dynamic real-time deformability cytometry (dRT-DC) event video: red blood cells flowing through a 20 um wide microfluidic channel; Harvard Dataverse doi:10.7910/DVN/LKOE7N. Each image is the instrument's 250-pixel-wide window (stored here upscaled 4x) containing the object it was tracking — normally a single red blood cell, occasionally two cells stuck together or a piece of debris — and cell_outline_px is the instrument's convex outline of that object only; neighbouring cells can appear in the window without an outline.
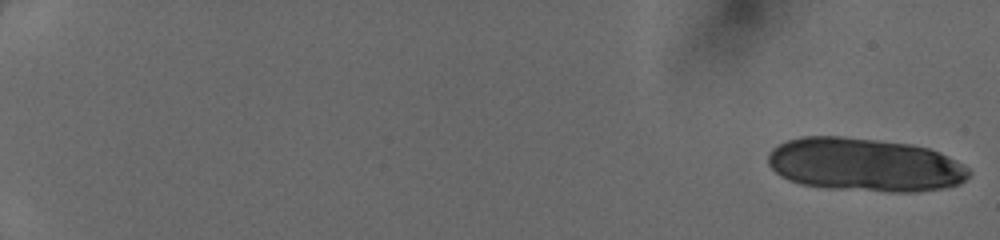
{"species": "human", "species_latin": "Homo sapiens", "temperature_condition": "cold", "stored_images_in_passage": 19, "camera_frame_rate_fps": 3000, "um_per_image_px": 0.085, "donor": {"sex": "female"}, "frame": {"image": 1, "passage_image": 1, "time_ms": 0.0, "image_size_px": [1000, 240], "cell_outline_px": [[972, 172], [960, 184], [944, 188], [916, 192], [888, 192], [828, 188], [800, 184], [788, 180], [780, 176], [768, 164], [768, 156], [772, 148], [788, 140], [804, 136], [840, 136], [912, 144], [928, 148], [940, 152], [964, 164]], "centroid_in_image_um": [73.52, 14.01], "position_along_channel_um": 11.5, "area_um2": 62.83}}